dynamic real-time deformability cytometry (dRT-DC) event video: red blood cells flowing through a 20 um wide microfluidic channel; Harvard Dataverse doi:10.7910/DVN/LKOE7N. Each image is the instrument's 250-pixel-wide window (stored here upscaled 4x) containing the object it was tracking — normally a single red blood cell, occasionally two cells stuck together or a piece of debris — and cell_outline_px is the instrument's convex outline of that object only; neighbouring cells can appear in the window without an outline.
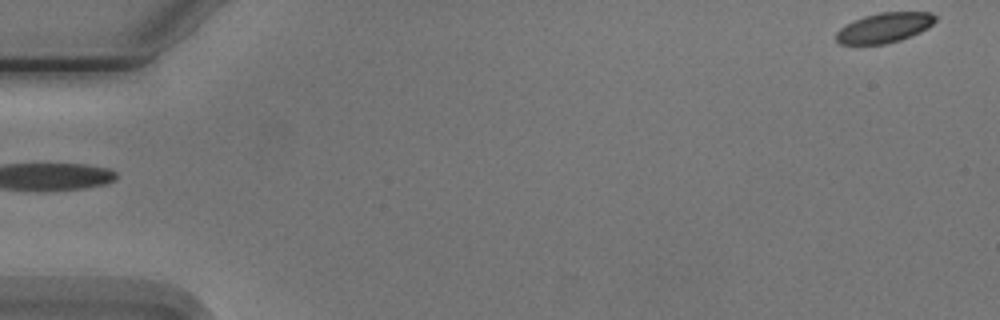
{"species": "Egyptian fruit bat (a non-hibernating species)", "species_latin": "Rousettus aegyptiacus", "temperature_condition": "cold", "stored_images_in_passage": 3, "segment_of_instrument_passage": [2, 2], "camera_frame_rate_fps": 3000, "um_per_image_px": 0.085, "animal": {"sex": "male"}, "frame": {"image": 1, "passage_image": 3, "time_ms": 3.333, "image_size_px": [1000, 320], "cell_outline_px": [[940, 16], [928, 28], [912, 36], [900, 40], [884, 44], [840, 44], [836, 40], [836, 32], [840, 28], [864, 16], [880, 12], [932, 12]], "centroid_in_image_um": [75.23, 2.35], "position_along_channel_um": 9.8, "area_um2": 17.34}}